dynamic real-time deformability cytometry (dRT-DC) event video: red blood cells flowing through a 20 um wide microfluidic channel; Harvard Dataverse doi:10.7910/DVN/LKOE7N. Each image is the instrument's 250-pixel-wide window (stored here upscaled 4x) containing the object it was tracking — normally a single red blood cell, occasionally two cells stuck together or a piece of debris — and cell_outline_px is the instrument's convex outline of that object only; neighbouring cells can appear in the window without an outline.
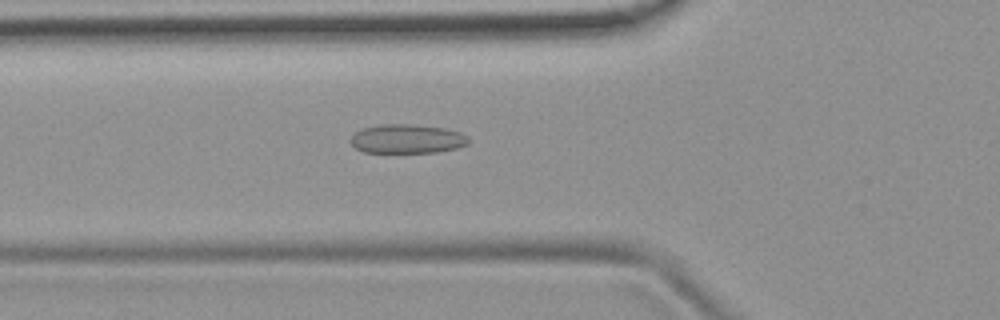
{"species": "common noctule bat (a hibernating species)", "species_latin": "Nyctalus noctula", "temperature_condition": "room temperature", "stored_images_in_passage": 52, "camera_frame_rate_fps": 3000, "um_per_image_px": 0.085, "animal": {"sex": "female", "body_mass_g": 19.9}, "frame": {"image": 1, "passage_image": 19, "time_ms": 6.0, "image_size_px": [1000, 320], "cell_outline_px": [[468, 144], [456, 148], [436, 152], [364, 152], [356, 148], [348, 140], [356, 132], [364, 128], [380, 124], [412, 124], [448, 128], [460, 132], [468, 136]], "centroid_in_image_um": [34.62, 11.79], "position_along_channel_um": 91.2, "area_um2": 20.0}}
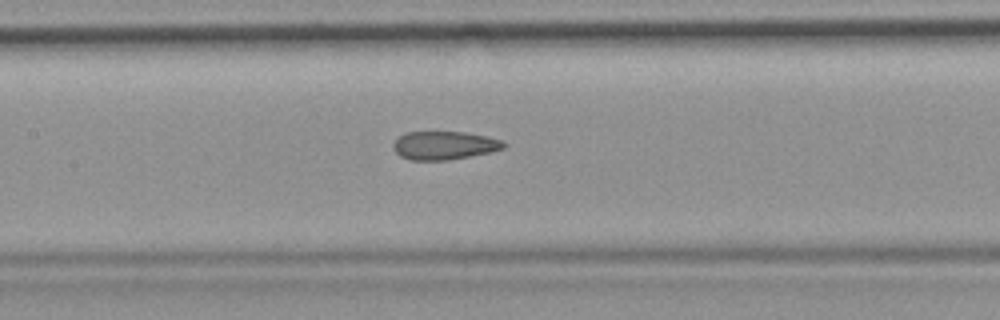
{"frame": {"image": 2, "passage_image": 25, "time_ms": 8.0, "image_size_px": [1000, 320], "cell_outline_px": [[504, 148], [492, 152], [448, 160], [412, 160], [400, 156], [392, 148], [392, 144], [400, 136], [408, 132], [464, 132], [488, 136], [504, 140]], "centroid_in_image_um": [37.78, 12.36], "position_along_channel_um": 169.6, "area_um2": 18.26}}
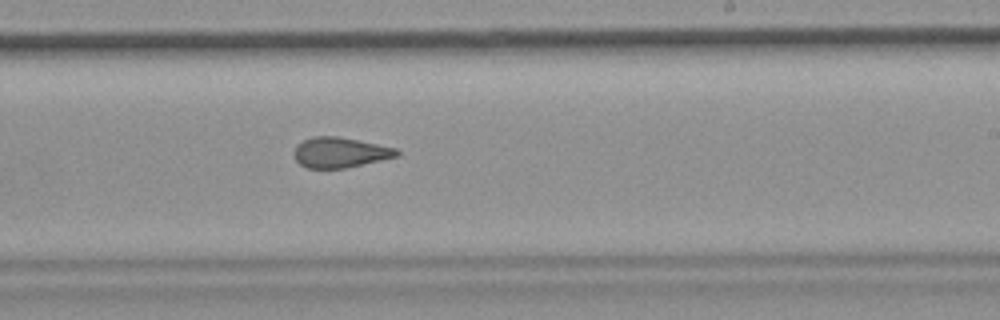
{"frame": {"image": 3, "passage_image": 32, "time_ms": 10.333, "image_size_px": [1000, 320], "cell_outline_px": [[400, 156], [344, 168], [308, 168], [300, 164], [296, 160], [292, 152], [304, 140], [312, 136], [336, 136], [396, 148], [400, 152]], "centroid_in_image_um": [28.91, 12.96], "position_along_channel_um": 260.1, "area_um2": 17.92}, "authors_computed_cell_mechanics": {"area_um2": 19.5653, "velocity_mm_per_s": 3.9002, "shape_relaxation_time_tau1_ms": null, "shape_relaxation_time_tau2_ms": 2.059, "deformation_change_tau1": null, "deformation_change_tau2": 0.0932}}